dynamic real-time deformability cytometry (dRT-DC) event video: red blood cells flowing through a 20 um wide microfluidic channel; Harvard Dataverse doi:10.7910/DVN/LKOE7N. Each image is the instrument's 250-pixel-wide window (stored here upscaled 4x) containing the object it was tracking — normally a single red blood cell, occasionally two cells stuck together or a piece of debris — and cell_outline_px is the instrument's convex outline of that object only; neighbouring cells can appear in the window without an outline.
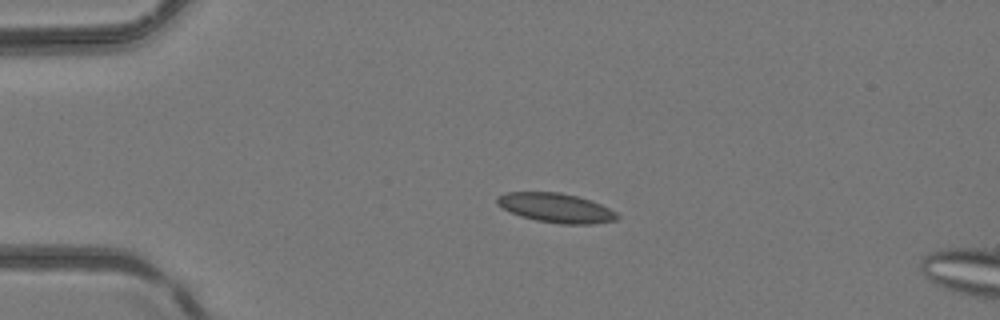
{"species": "common noctule bat (a hibernating species)", "species_latin": "Nyctalus noctula", "temperature_condition": "room temperature", "stored_images_in_passage": 4, "camera_frame_rate_fps": 3000, "um_per_image_px": 0.085, "animal": {"sex": "female", "body_mass_g": 24.6, "forearm_length_mm": 56.2}, "frame": {"image": 1, "passage_image": 3, "time_ms": 0.667, "image_size_px": [1000, 320], "cell_outline_px": [[620, 216], [616, 220], [592, 224], [560, 224], [536, 220], [520, 216], [496, 204], [496, 196], [508, 192], [560, 192], [576, 196], [600, 204], [616, 212]], "centroid_in_image_um": [47.24, 17.67], "position_along_channel_um": 37.8, "area_um2": 20.4}}